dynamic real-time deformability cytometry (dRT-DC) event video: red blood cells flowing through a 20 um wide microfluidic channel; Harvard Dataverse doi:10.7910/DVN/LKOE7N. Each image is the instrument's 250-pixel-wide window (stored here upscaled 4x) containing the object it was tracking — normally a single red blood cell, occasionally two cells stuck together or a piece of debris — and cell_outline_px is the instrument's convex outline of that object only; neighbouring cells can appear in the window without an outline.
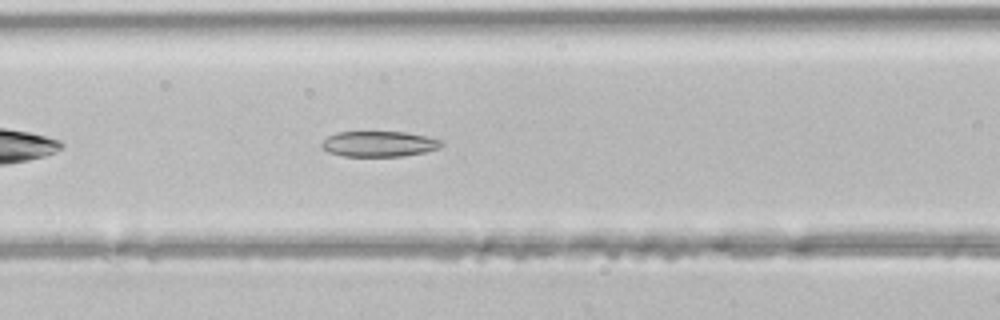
{"species": "common noctule bat (a hibernating species)", "species_latin": "Nyctalus noctula", "temperature_condition": "room temperature", "stored_images_in_passage": 35, "camera_frame_rate_fps": 3000, "um_per_image_px": 0.085, "animal": {"sex": "male", "body_mass_g": 21.5, "forearm_length_mm": 52.0}, "frame": {"image": 1, "passage_image": 8, "time_ms": 2.333, "image_size_px": [1000, 320], "cell_outline_px": [[444, 144], [440, 148], [424, 152], [400, 156], [344, 156], [328, 152], [320, 148], [320, 144], [328, 136], [336, 132], [404, 132], [444, 140]], "centroid_in_image_um": [32.2, 12.23], "position_along_channel_um": 134.4, "area_um2": 17.86}}
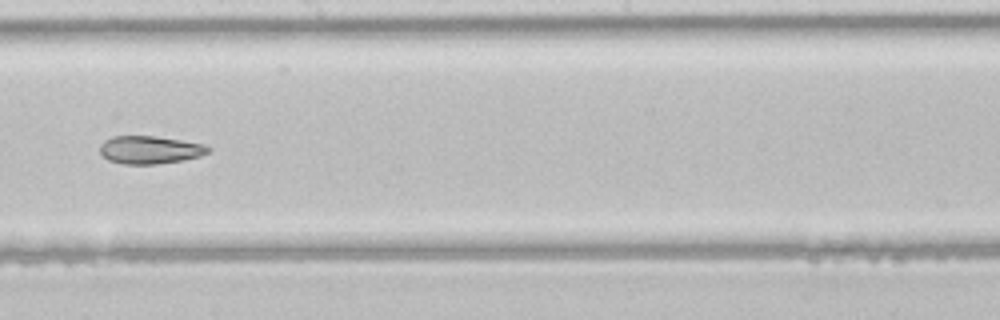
{"frame": {"image": 2, "passage_image": 15, "time_ms": 4.667, "image_size_px": [1000, 320], "cell_outline_px": [[212, 148], [208, 152], [200, 156], [180, 160], [156, 164], [124, 164], [108, 160], [100, 152], [100, 144], [104, 140], [112, 136], [156, 136], [204, 144]], "centroid_in_image_um": [12.72, 12.73], "position_along_channel_um": 235.5, "area_um2": 17.51}}
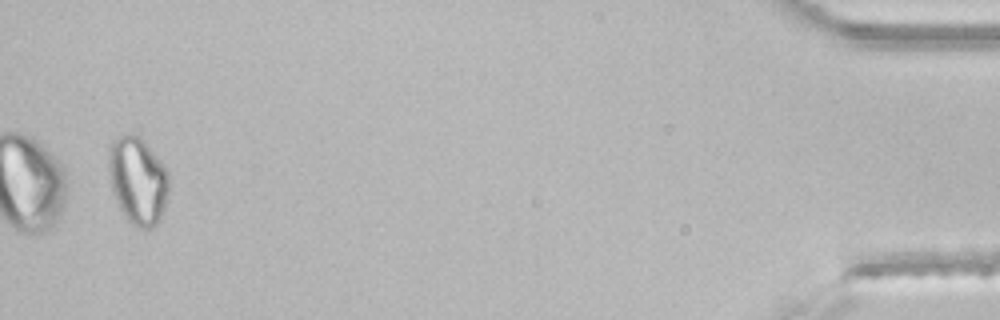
{"frame": {"image": 3, "passage_image": 34, "time_ms": 11.0, "image_size_px": [1000, 320], "cell_outline_px": [[168, 192], [164, 208], [160, 220], [152, 228], [136, 228], [124, 216], [112, 192], [108, 168], [108, 152], [112, 140], [120, 132], [128, 132], [140, 136], [144, 140], [168, 172]], "centroid_in_image_um": [11.68, 15.31], "position_along_channel_um": 423.5, "area_um2": 31.04}}